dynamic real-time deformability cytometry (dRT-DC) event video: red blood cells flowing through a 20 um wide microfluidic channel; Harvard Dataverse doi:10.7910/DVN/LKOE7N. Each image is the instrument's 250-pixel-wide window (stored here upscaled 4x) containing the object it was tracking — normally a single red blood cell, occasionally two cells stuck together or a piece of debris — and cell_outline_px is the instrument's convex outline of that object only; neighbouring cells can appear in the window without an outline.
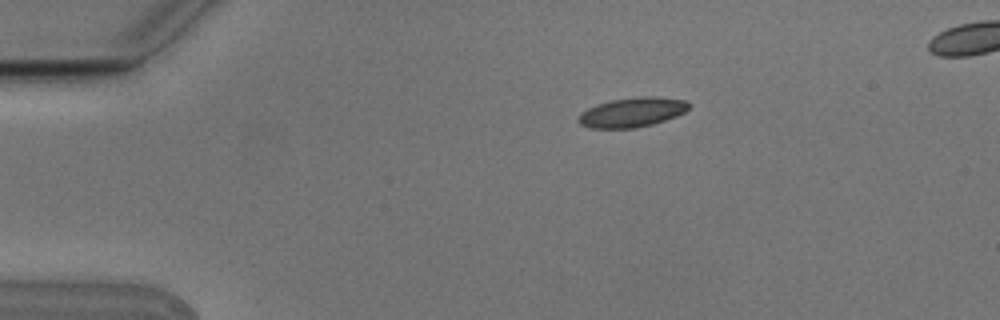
{"species": "Egyptian fruit bat (a non-hibernating species)", "species_latin": "Rousettus aegyptiacus", "temperature_condition": "cold", "stored_images_in_passage": 3, "camera_frame_rate_fps": 3000, "um_per_image_px": 0.085, "animal": {"sex": "male"}, "frame": {"image": 1, "passage_image": 1, "time_ms": 0.0, "image_size_px": [1000, 320], "cell_outline_px": [[692, 104], [684, 112], [676, 116], [652, 124], [632, 128], [592, 128], [580, 124], [576, 120], [580, 112], [596, 104], [612, 100], [640, 96], [656, 96], [684, 100]], "centroid_in_image_um": [53.71, 9.53], "position_along_channel_um": 31.3, "area_um2": 19.02}}